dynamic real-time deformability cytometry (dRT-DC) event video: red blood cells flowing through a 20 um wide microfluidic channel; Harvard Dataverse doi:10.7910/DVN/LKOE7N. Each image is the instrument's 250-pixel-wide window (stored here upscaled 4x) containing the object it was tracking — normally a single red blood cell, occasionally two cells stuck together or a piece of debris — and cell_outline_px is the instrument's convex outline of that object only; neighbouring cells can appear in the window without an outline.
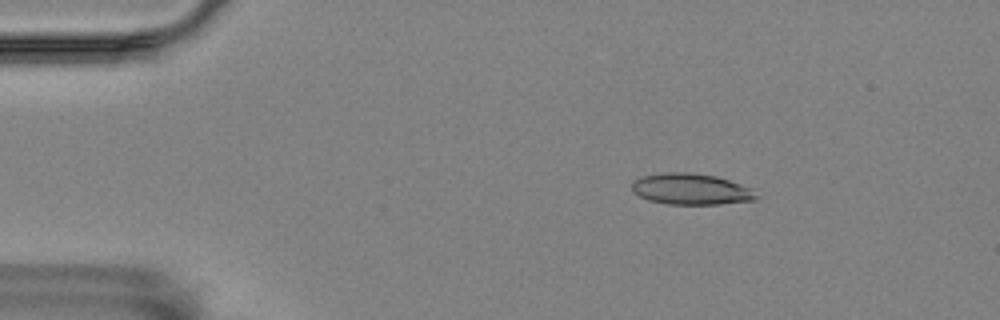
{"species": "Egyptian fruit bat (a non-hibernating species)", "species_latin": "Rousettus aegyptiacus", "temperature_condition": "room temperature", "stored_images_in_passage": 56, "camera_frame_rate_fps": 3000, "um_per_image_px": 0.085, "animal": {"sex": "female"}, "frame": {"image": 1, "passage_image": 9, "time_ms": 2.667, "image_size_px": [1000, 320], "cell_outline_px": [[756, 200], [720, 204], [668, 204], [648, 200], [632, 192], [632, 180], [640, 176], [664, 172], [688, 172], [716, 176], [752, 188], [756, 196]], "centroid_in_image_um": [58.69, 16.07], "position_along_channel_um": 26.3, "area_um2": 22.66}}
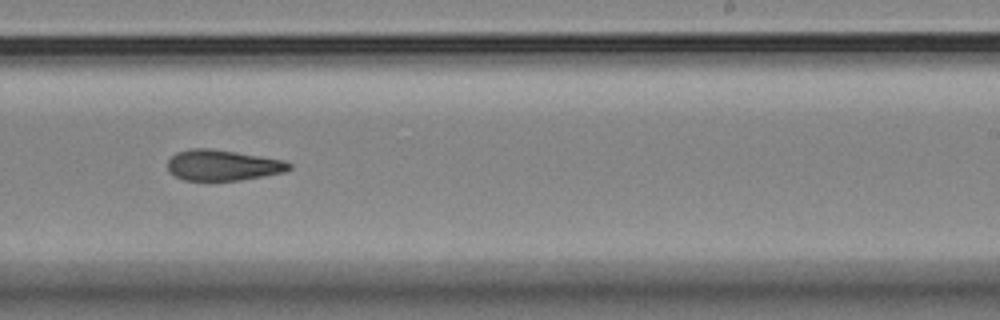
{"frame": {"image": 2, "passage_image": 35, "time_ms": 11.333, "image_size_px": [1000, 320], "cell_outline_px": [[292, 168], [284, 172], [264, 176], [240, 180], [184, 180], [168, 172], [168, 160], [176, 152], [192, 148], [208, 148], [236, 152], [284, 160], [292, 164]], "centroid_in_image_um": [18.93, 14.04], "position_along_channel_um": 270.1, "area_um2": 21.73}}
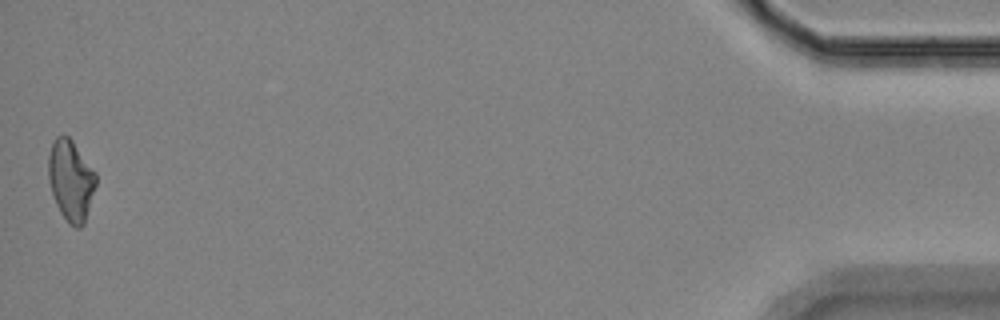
{"frame": {"image": 3, "passage_image": 56, "time_ms": 18.333, "image_size_px": [1000, 320], "cell_outline_px": [[96, 184], [84, 224], [80, 228], [76, 228], [68, 224], [60, 212], [56, 204], [48, 180], [48, 156], [52, 144], [56, 136], [68, 136], [72, 140], [96, 172]], "centroid_in_image_um": [6.02, 15.34], "position_along_channel_um": 429.2, "area_um2": 22.37}, "authors_computed_cell_mechanics": {"area_um2": 22.3686, "velocity_mm_per_s": 3.5414, "shape_relaxation_time_tau1_ms": null, "shape_relaxation_time_tau2_ms": 3.9046, "deformation_change_tau1": null, "deformation_change_tau2": 0.1281}}